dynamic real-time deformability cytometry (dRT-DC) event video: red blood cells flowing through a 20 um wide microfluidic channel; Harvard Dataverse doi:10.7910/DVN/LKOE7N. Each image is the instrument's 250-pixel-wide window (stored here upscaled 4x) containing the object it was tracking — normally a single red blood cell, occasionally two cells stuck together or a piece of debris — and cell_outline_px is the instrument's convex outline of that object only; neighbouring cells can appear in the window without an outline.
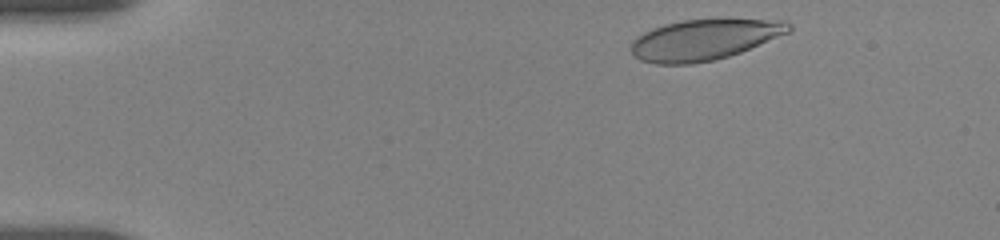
{"species": "human", "species_latin": "Homo sapiens", "temperature_condition": "room temperature", "stored_images_in_passage": 21, "camera_frame_rate_fps": 3000, "um_per_image_px": 0.085, "donor": {"sex": "female"}, "frame": {"image": 1, "passage_image": 1, "time_ms": 0.0, "image_size_px": [1000, 240], "cell_outline_px": [[792, 28], [788, 32], [740, 52], [728, 56], [712, 60], [692, 64], [656, 64], [640, 60], [632, 52], [632, 40], [636, 36], [652, 28], [664, 24], [684, 20], [720, 16], [728, 16], [784, 20], [792, 24]], "centroid_in_image_um": [59.91, 3.31], "position_along_channel_um": 25.1, "area_um2": 38.44}}
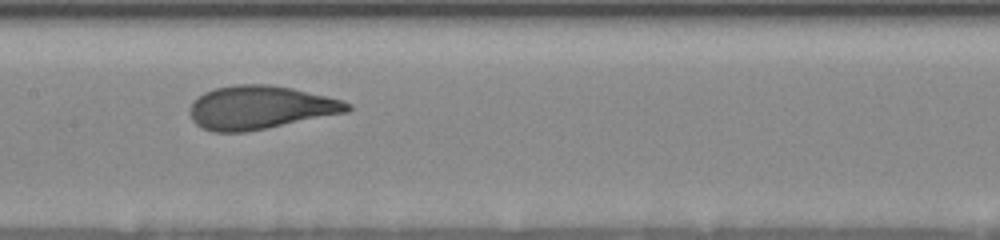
{"frame": {"image": 2, "passage_image": 13, "time_ms": 6.667, "image_size_px": [1000, 240], "cell_outline_px": [[352, 108], [348, 112], [244, 132], [212, 132], [196, 124], [192, 120], [188, 108], [192, 100], [204, 92], [216, 88], [236, 84], [268, 84], [292, 88], [340, 100], [352, 104]], "centroid_in_image_um": [22.06, 9.13], "position_along_channel_um": 185.3, "area_um2": 39.65}}
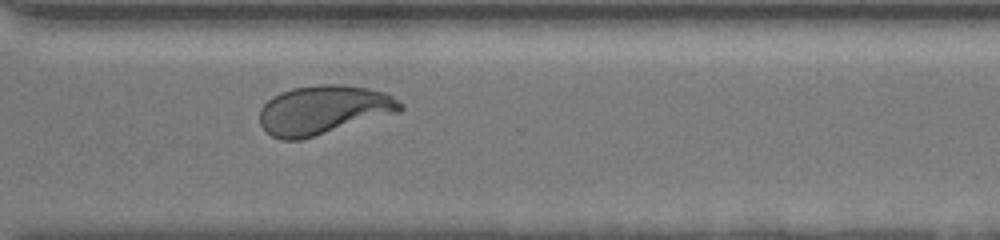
{"frame": {"image": 3, "passage_image": 21, "time_ms": 11.0, "image_size_px": [1000, 240], "cell_outline_px": [[404, 108], [400, 112], [300, 140], [280, 140], [272, 136], [260, 124], [260, 108], [272, 96], [280, 92], [292, 88], [320, 84], [344, 84], [368, 88], [384, 92], [392, 96], [404, 104]], "centroid_in_image_um": [27.5, 9.33], "position_along_channel_um": 343.1, "area_um2": 40.23}}